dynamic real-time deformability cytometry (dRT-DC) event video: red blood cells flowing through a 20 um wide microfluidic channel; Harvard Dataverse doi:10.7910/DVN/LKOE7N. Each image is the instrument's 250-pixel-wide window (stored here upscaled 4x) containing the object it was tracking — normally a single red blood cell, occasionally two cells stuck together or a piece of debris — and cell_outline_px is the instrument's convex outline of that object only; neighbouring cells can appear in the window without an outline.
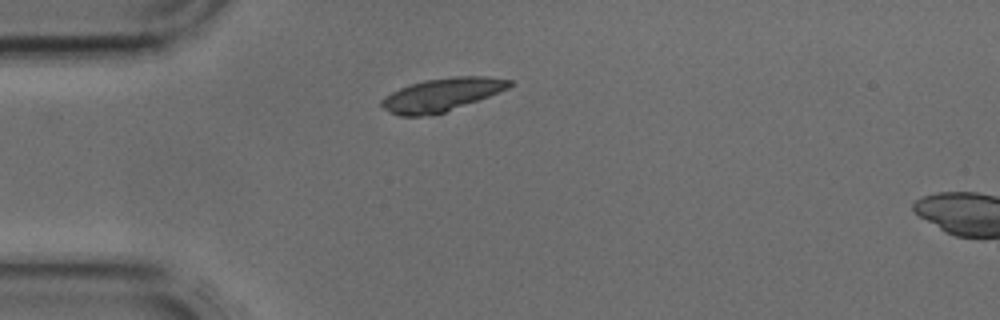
{"species": "common noctule bat (a hibernating species)", "species_latin": "Nyctalus noctula", "temperature_condition": "cold", "stored_images_in_passage": 3, "camera_frame_rate_fps": 3000, "um_per_image_px": 0.085, "animal": {"sex": "male", "body_mass_g": 17.9, "forearm_length_mm": 54.2}, "frame": {"image": 1, "passage_image": 1, "time_ms": 0.0, "image_size_px": [1000, 320], "cell_outline_px": [[516, 84], [508, 88], [488, 96], [444, 112], [432, 116], [400, 116], [384, 108], [380, 104], [380, 100], [384, 96], [400, 88], [424, 80], [452, 76], [484, 76], [512, 80]], "centroid_in_image_um": [37.54, 8.04], "position_along_channel_um": 47.5, "area_um2": 24.51}}